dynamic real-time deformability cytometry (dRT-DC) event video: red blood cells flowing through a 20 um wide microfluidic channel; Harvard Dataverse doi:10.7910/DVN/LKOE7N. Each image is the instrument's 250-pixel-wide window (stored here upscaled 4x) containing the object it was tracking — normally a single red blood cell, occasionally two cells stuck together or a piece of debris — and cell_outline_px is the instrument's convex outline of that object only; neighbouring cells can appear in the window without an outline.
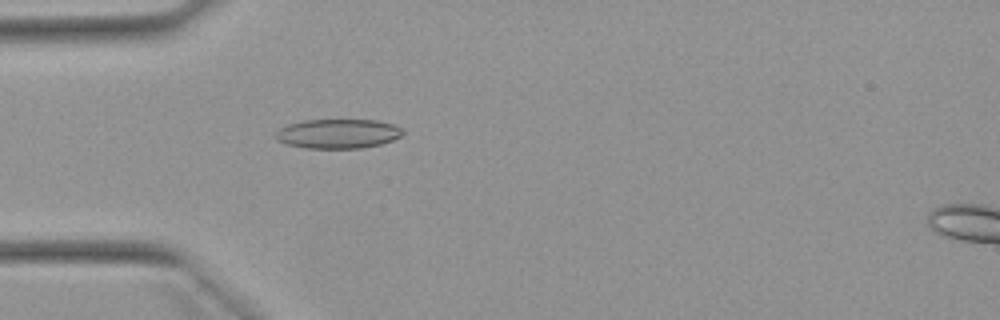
{"species": "Egyptian fruit bat (a non-hibernating species)", "species_latin": "Rousettus aegyptiacus", "temperature_condition": "warm", "stored_images_in_passage": 43, "camera_frame_rate_fps": 3000, "um_per_image_px": 0.085, "animal": {"sex": "female"}, "frame": {"image": 1, "passage_image": 6, "time_ms": 1.667, "image_size_px": [1000, 320], "cell_outline_px": [[404, 132], [400, 136], [392, 140], [380, 144], [360, 148], [304, 148], [288, 144], [276, 140], [276, 132], [280, 128], [288, 124], [304, 120], [376, 120], [392, 124], [400, 128]], "centroid_in_image_um": [28.7, 11.36], "position_along_channel_um": 56.3, "area_um2": 21.62}}
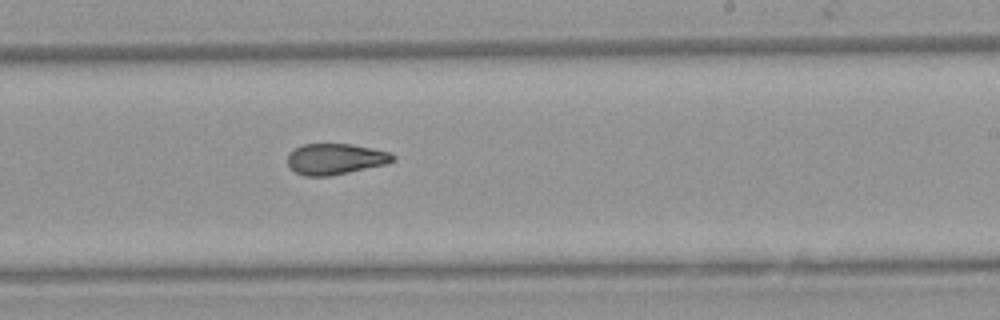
{"frame": {"image": 2, "passage_image": 22, "time_ms": 7.0, "image_size_px": [1000, 320], "cell_outline_px": [[396, 160], [388, 164], [328, 176], [304, 176], [296, 172], [288, 164], [288, 152], [304, 144], [352, 144], [372, 148], [388, 152], [396, 156]], "centroid_in_image_um": [28.53, 13.51], "position_along_channel_um": 260.5, "area_um2": 18.96}}
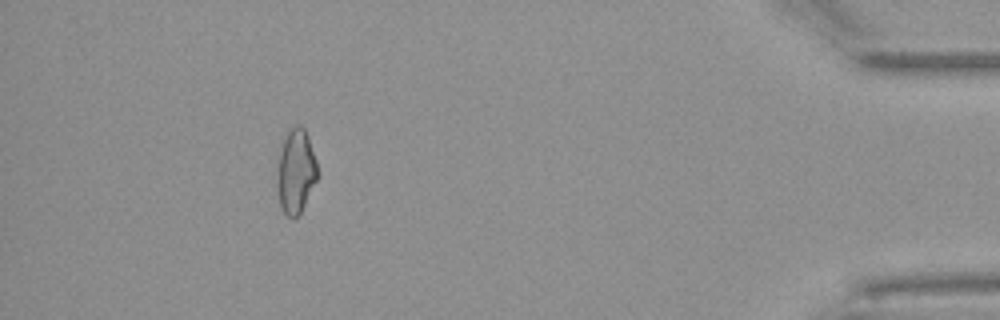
{"frame": {"image": 3, "passage_image": 38, "time_ms": 12.333, "image_size_px": [1000, 320], "cell_outline_px": [[320, 176], [300, 212], [292, 220], [280, 208], [276, 184], [276, 176], [280, 152], [284, 140], [288, 132], [296, 124], [300, 124], [304, 128], [308, 136], [320, 172]], "centroid_in_image_um": [25.16, 14.59], "position_along_channel_um": 410.0, "area_um2": 20.06}, "authors_computed_cell_mechanics": {"area_um2": 19.7098, "velocity_mm_per_s": 3.9195, "shape_relaxation_time_tau1_ms": null, "shape_relaxation_time_tau2_ms": 4.1172, "deformation_change_tau1": null, "deformation_change_tau2": 0.1134}}